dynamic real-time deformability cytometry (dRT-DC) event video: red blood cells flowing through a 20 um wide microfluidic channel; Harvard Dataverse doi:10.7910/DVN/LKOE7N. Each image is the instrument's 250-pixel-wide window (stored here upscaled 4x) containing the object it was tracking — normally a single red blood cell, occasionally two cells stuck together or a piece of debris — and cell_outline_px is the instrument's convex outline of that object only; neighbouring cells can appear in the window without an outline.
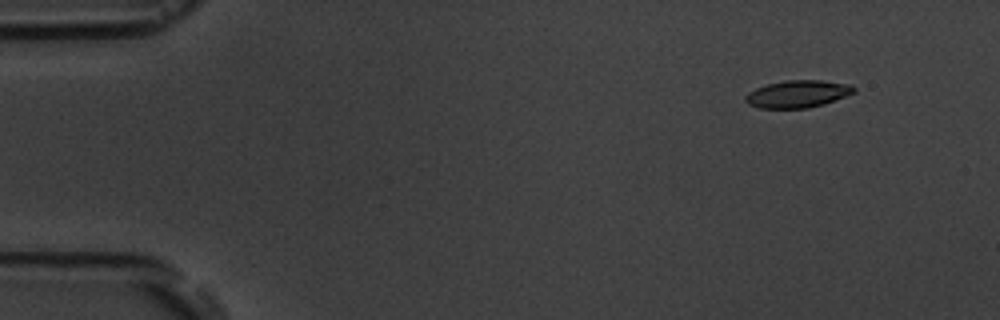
{"species": "common noctule bat (a hibernating species)", "species_latin": "Nyctalus noctula", "temperature_condition": "room temperature", "stored_images_in_passage": 15, "camera_frame_rate_fps": 3000, "um_per_image_px": 0.085, "animal": {"sex": "male", "body_mass_g": 19.5, "forearm_length_mm": 54.6}, "frame": {"image": 1, "passage_image": 2, "time_ms": 1.333, "image_size_px": [1000, 320], "cell_outline_px": [[856, 92], [824, 104], [808, 108], [760, 108], [748, 104], [744, 100], [744, 96], [748, 92], [756, 88], [768, 84], [784, 80], [820, 80], [852, 84], [856, 88]], "centroid_in_image_um": [67.81, 7.98], "position_along_channel_um": 17.2, "area_um2": 17.4}}
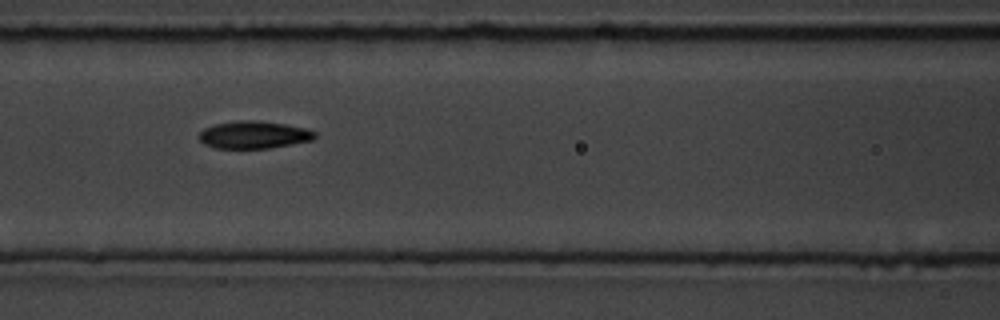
{"frame": {"image": 2, "passage_image": 7, "time_ms": 7.667, "image_size_px": [1000, 320], "cell_outline_px": [[316, 136], [312, 140], [292, 144], [268, 148], [216, 148], [204, 144], [196, 136], [204, 128], [216, 124], [236, 120], [256, 120], [284, 124], [308, 128], [316, 132]], "centroid_in_image_um": [21.56, 11.45], "position_along_channel_um": 145.0, "area_um2": 18.61}}
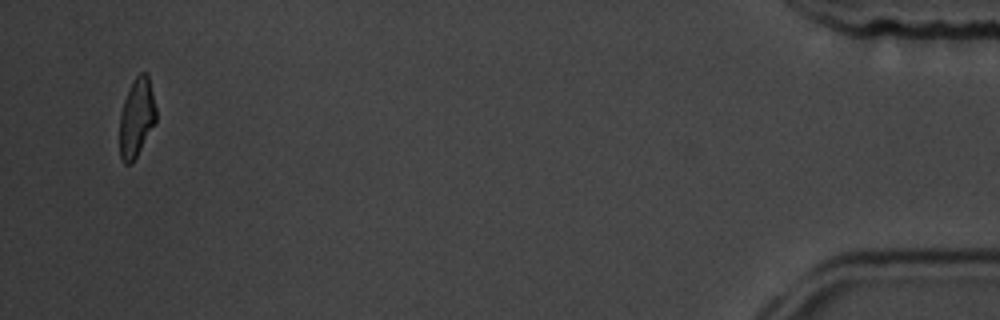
{"frame": {"image": 3, "passage_image": 15, "time_ms": 17.667, "image_size_px": [1000, 320], "cell_outline_px": [[156, 120], [132, 164], [124, 164], [120, 156], [120, 112], [124, 100], [132, 80], [140, 72], [148, 72], [156, 108]], "centroid_in_image_um": [11.61, 9.96], "position_along_channel_um": 423.6, "area_um2": 16.7}, "authors_computed_cell_mechanics": {"area_um2": 17.8602, "velocity_mm_per_s": 3.632, "shape_relaxation_time_tau1_ms": 2.1486, "shape_relaxation_time_tau2_ms": 1.6974, "deformation_change_tau1": 0.107, "deformation_change_tau2": 0.0793}}